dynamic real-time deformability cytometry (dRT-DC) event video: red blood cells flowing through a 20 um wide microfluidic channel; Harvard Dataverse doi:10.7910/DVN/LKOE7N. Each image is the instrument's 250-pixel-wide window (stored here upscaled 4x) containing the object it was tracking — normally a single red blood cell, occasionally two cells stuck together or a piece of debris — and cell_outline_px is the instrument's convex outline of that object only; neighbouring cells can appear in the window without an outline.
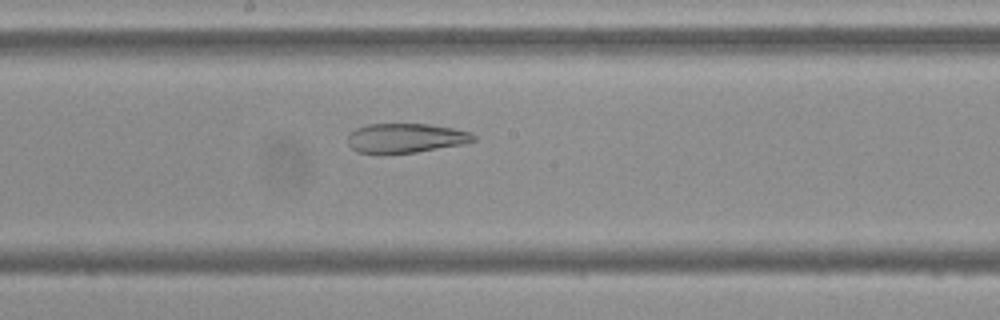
{"species": "Egyptian fruit bat (a non-hibernating species)", "species_latin": "Rousettus aegyptiacus", "temperature_condition": "cold", "stored_images_in_passage": 40, "camera_frame_rate_fps": 3000, "um_per_image_px": 0.085, "frame": {"image": 1, "passage_image": 14, "time_ms": 4.333, "image_size_px": [1000, 320], "cell_outline_px": [[476, 140], [464, 144], [416, 152], [356, 152], [348, 144], [348, 132], [356, 128], [368, 124], [428, 124], [452, 128], [472, 132], [476, 136]], "centroid_in_image_um": [34.5, 11.72], "position_along_channel_um": 213.7, "area_um2": 21.39}}
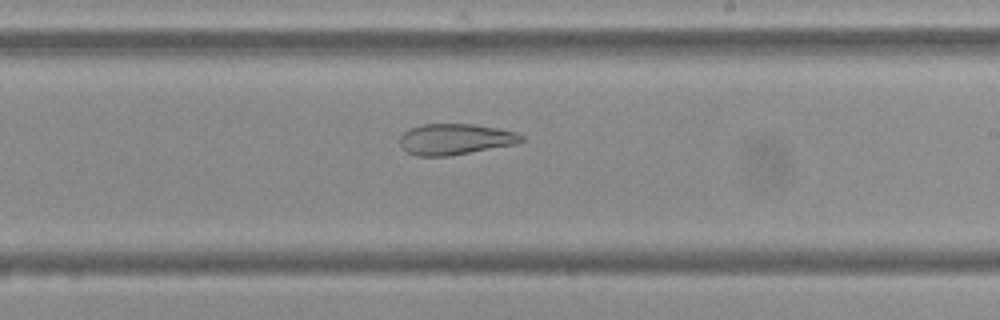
{"frame": {"image": 2, "passage_image": 17, "time_ms": 5.333, "image_size_px": [1000, 320], "cell_outline_px": [[524, 140], [516, 144], [448, 156], [416, 156], [408, 152], [400, 144], [400, 136], [408, 128], [424, 124], [472, 124], [496, 128], [516, 132], [524, 136]], "centroid_in_image_um": [38.69, 11.83], "position_along_channel_um": 250.3, "area_um2": 21.85}}
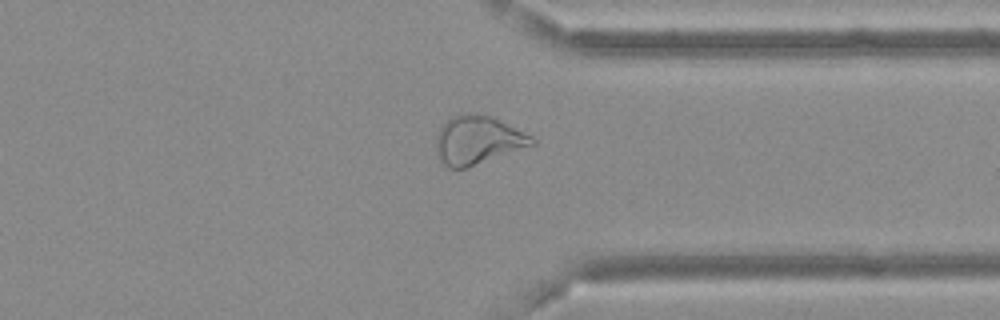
{"frame": {"image": 3, "passage_image": 27, "time_ms": 8.667, "image_size_px": [1000, 320], "cell_outline_px": [[536, 144], [464, 168], [448, 168], [436, 156], [436, 136], [440, 128], [452, 116], [460, 112], [476, 112], [492, 116], [532, 136], [536, 140]], "centroid_in_image_um": [40.58, 11.88], "position_along_channel_um": 370.8, "area_um2": 27.11}, "authors_computed_cell_mechanics": {"area_um2": 26.8192, "velocity_mm_per_s": 3.6614, "shape_relaxation_time_tau1_ms": null, "shape_relaxation_time_tau2_ms": 5.5086, "deformation_change_tau1": null, "deformation_change_tau2": 0.1568}}